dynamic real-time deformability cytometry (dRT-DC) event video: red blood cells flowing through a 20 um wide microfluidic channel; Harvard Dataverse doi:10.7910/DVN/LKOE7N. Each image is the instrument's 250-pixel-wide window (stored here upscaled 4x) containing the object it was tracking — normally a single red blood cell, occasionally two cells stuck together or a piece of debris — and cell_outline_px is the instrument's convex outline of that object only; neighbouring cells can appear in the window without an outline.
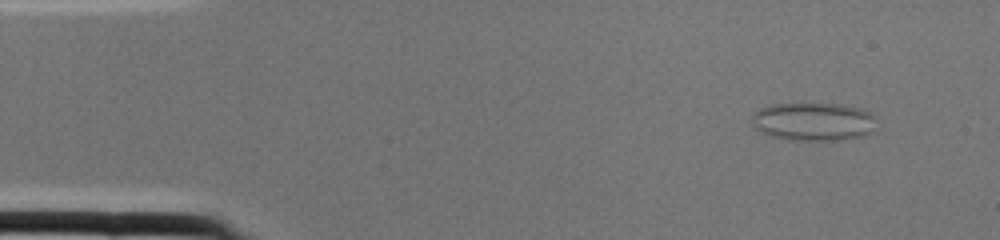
{"species": "common noctule bat (a hibernating species)", "species_latin": "Nyctalus noctula", "temperature_condition": "cold", "stored_images_in_passage": 1, "camera_frame_rate_fps": 3000, "um_per_image_px": 0.085, "animal": {"sex": "female", "body_mass_g": 22.0, "forearm_length_mm": 56.7}, "frame": {"image": 1, "passage_image": 1, "time_ms": 0.0, "image_size_px": [1000, 240], "cell_outline_px": [[872, 132], [860, 136], [836, 140], [788, 140], [772, 136], [756, 128], [752, 124], [752, 116], [760, 108], [772, 104], [840, 104], [860, 108], [868, 112], [872, 116]], "centroid_in_image_um": [69.09, 10.33], "position_along_channel_um": 15.9, "area_um2": 27.22}}